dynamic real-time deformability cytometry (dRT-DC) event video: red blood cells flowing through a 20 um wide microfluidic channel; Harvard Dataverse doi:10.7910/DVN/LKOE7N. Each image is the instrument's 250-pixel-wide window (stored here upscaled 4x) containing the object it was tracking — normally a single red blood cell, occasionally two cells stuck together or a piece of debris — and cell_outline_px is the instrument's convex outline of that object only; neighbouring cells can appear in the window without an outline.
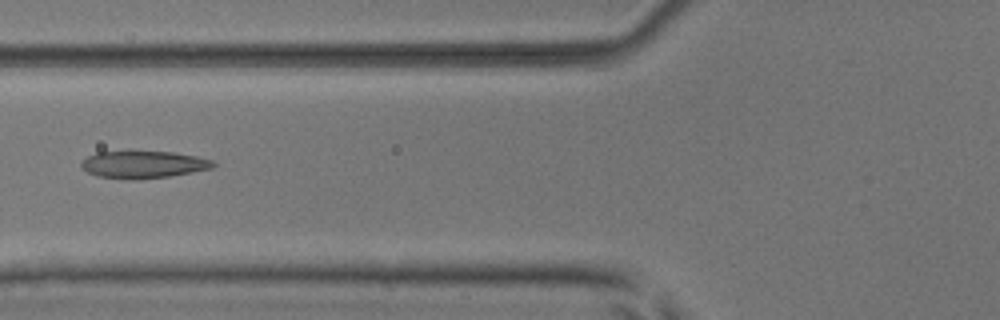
{"species": "common noctule bat (a hibernating species)", "species_latin": "Nyctalus noctula", "temperature_condition": "room temperature", "stored_images_in_passage": 7, "camera_frame_rate_fps": 3000, "um_per_image_px": 0.085, "animal": {"sex": "male", "body_mass_g": 17.9, "forearm_length_mm": 54.2}, "frame": {"image": 1, "passage_image": 7, "time_ms": 2.0, "image_size_px": [1000, 320], "cell_outline_px": [[216, 164], [212, 168], [192, 172], [168, 176], [132, 180], [96, 176], [80, 168], [80, 164], [88, 156], [96, 152], [172, 152], [196, 156], [212, 160]], "centroid_in_image_um": [12.16, 13.99], "position_along_channel_um": 113.6, "area_um2": 20.75}}